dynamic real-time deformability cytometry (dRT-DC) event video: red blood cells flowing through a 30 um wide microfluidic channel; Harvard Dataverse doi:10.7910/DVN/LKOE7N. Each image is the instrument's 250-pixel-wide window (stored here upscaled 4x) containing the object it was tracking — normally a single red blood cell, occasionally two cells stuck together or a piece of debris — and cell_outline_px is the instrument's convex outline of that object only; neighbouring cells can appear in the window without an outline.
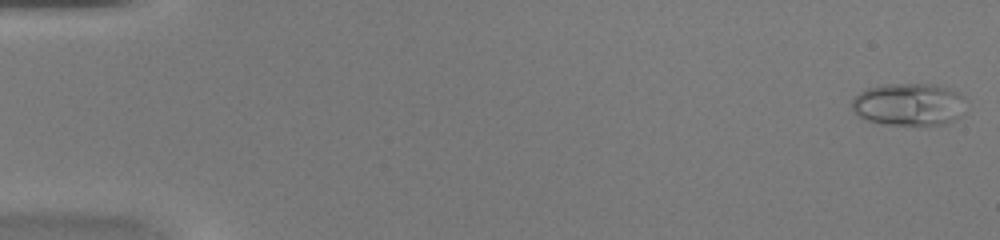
{"species": "common noctule bat (a hibernating species)", "species_latin": "Nyctalus noctula", "temperature_condition": "warm", "stored_images_in_passage": 44, "camera_frame_rate_fps": 3000, "um_per_image_px": 0.085, "animal": {"sex": "female", "body_mass_g": 20.0, "forearm_length_mm": 54.0}, "frame": {"image": 1, "passage_image": 1, "time_ms": 0.0, "image_size_px": [1000, 240], "cell_outline_px": [[964, 96], [960, 116], [944, 124], [884, 124], [868, 120], [860, 116], [852, 108], [852, 100], [860, 92], [868, 88], [884, 84], [936, 84], [960, 92]], "centroid_in_image_um": [77.25, 8.85], "position_along_channel_um": 7.7, "area_um2": 27.86}}
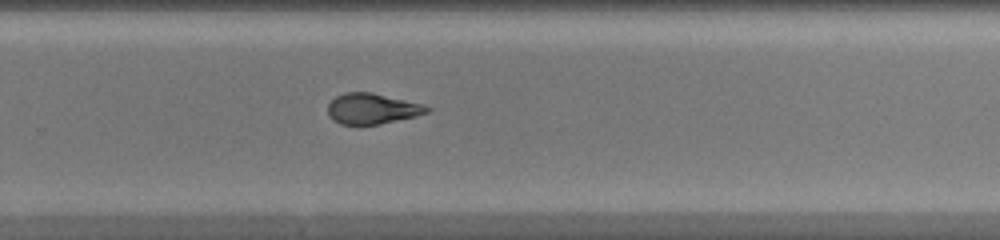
{"frame": {"image": 2, "passage_image": 30, "time_ms": 9.667, "image_size_px": [1000, 240], "cell_outline_px": [[432, 108], [428, 112], [416, 116], [380, 124], [340, 124], [332, 120], [328, 116], [328, 104], [336, 96], [344, 92], [372, 92], [420, 104]], "centroid_in_image_um": [31.59, 9.24], "position_along_channel_um": 298.2, "area_um2": 17.57}}
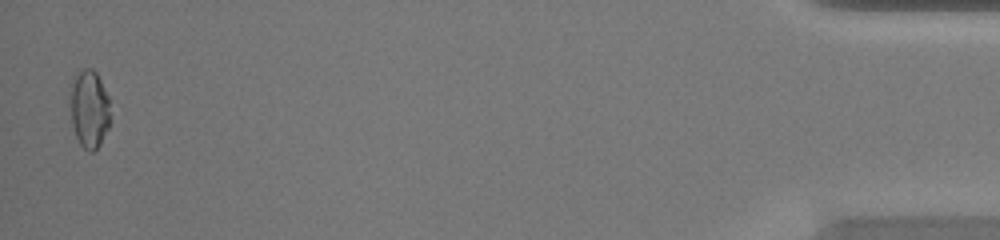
{"frame": {"image": 3, "passage_image": 44, "time_ms": 14.333, "image_size_px": [1000, 240], "cell_outline_px": [[112, 120], [100, 144], [92, 152], [88, 152], [80, 144], [76, 136], [72, 124], [68, 84], [72, 76], [84, 68], [92, 68], [96, 72], [108, 96]], "centroid_in_image_um": [7.57, 9.22], "position_along_channel_um": 427.6, "area_um2": 18.84}}